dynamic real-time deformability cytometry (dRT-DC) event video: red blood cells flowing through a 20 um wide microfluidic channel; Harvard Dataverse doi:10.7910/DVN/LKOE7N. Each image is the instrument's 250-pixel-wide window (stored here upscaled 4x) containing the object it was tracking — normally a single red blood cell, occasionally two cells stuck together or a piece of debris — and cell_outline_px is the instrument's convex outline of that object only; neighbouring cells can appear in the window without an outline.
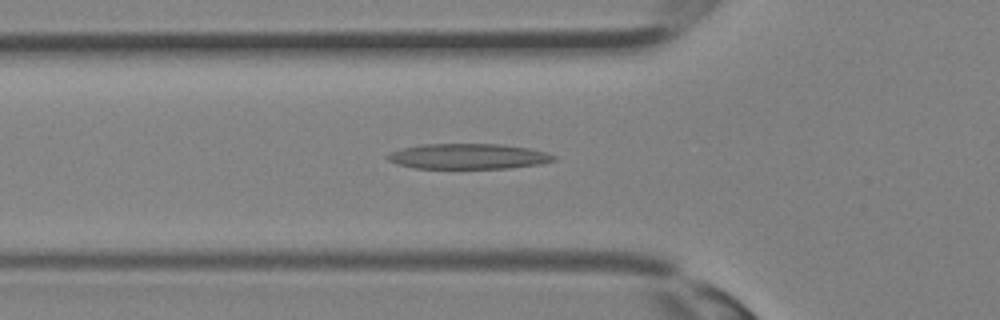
{"species": "Egyptian fruit bat (a non-hibernating species)", "species_latin": "Rousettus aegyptiacus", "temperature_condition": "room temperature", "stored_images_in_passage": 22, "camera_frame_rate_fps": 3000, "um_per_image_px": 0.085, "animal": {"sex": "female"}, "frame": {"image": 1, "passage_image": 4, "time_ms": 1.0, "image_size_px": [1000, 320], "cell_outline_px": [[556, 160], [540, 164], [508, 168], [416, 168], [400, 164], [388, 160], [388, 156], [392, 152], [400, 148], [420, 144], [500, 144], [528, 148], [548, 152], [556, 156]], "centroid_in_image_um": [39.85, 13.28], "position_along_channel_um": 86.0, "area_um2": 24.45}}
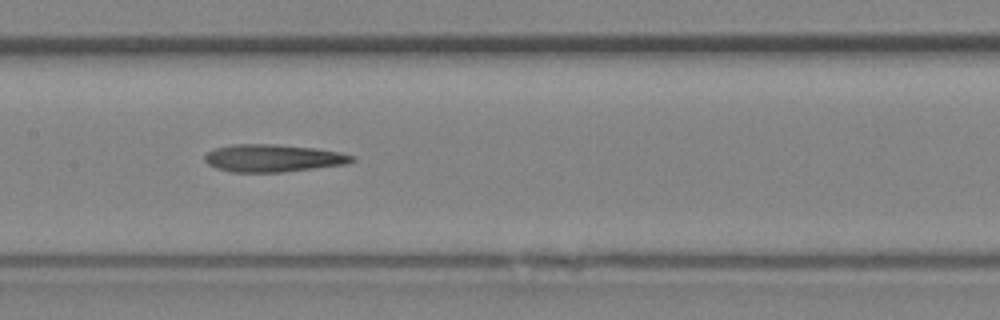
{"frame": {"image": 2, "passage_image": 9, "time_ms": 2.667, "image_size_px": [1000, 320], "cell_outline_px": [[356, 160], [344, 164], [280, 172], [232, 172], [216, 168], [208, 164], [204, 160], [204, 156], [208, 152], [216, 148], [232, 144], [276, 144], [312, 148], [340, 152], [356, 156]], "centroid_in_image_um": [23.18, 13.44], "position_along_channel_um": 184.2, "area_um2": 23.41}}
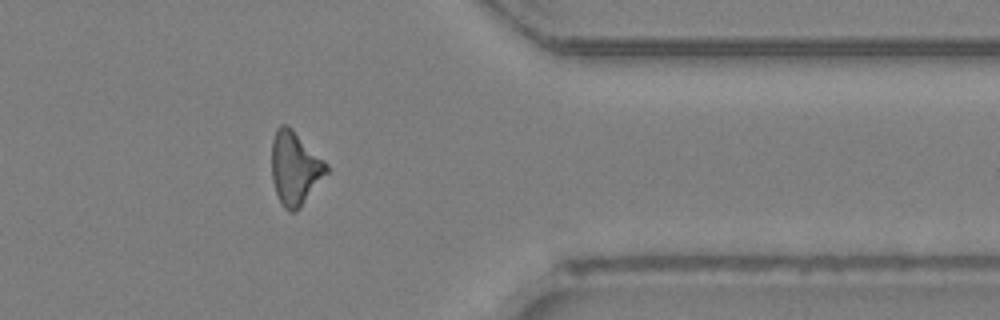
{"frame": {"image": 3, "passage_image": 20, "time_ms": 6.333, "image_size_px": [1000, 320], "cell_outline_px": [[328, 172], [300, 208], [296, 212], [288, 212], [284, 208], [276, 192], [272, 180], [272, 140], [276, 128], [280, 124], [288, 124], [328, 164]], "centroid_in_image_um": [25.07, 14.28], "position_along_channel_um": 386.3, "area_um2": 23.47}}